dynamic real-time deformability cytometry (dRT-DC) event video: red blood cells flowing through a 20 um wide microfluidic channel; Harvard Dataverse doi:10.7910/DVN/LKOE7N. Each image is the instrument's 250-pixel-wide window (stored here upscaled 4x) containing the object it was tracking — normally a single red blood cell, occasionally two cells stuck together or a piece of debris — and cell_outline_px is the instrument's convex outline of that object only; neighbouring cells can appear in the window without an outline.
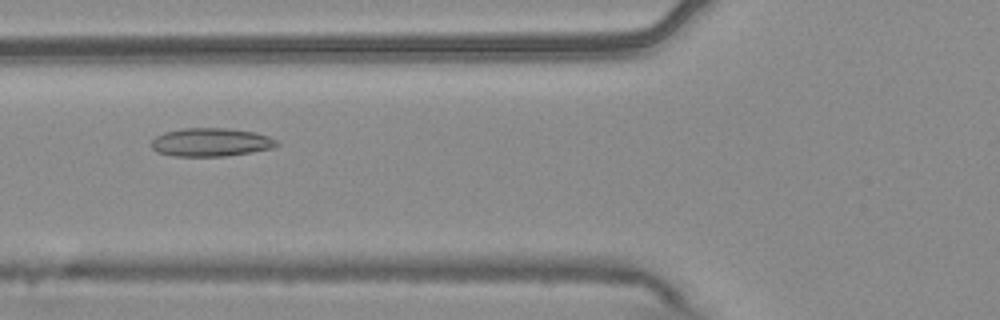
{"species": "common noctule bat (a hibernating species)", "species_latin": "Nyctalus noctula", "temperature_condition": "warm", "stored_images_in_passage": 52, "camera_frame_rate_fps": 3000, "um_per_image_px": 0.085, "animal": {"sex": "male", "body_mass_g": 20.4}, "frame": {"image": 1, "passage_image": 19, "time_ms": 6.0, "image_size_px": [1000, 320], "cell_outline_px": [[280, 144], [272, 148], [252, 152], [228, 156], [172, 156], [156, 152], [152, 148], [152, 140], [156, 136], [164, 132], [184, 128], [228, 128], [256, 132], [268, 136], [276, 140]], "centroid_in_image_um": [17.93, 12.09], "position_along_channel_um": 107.9, "area_um2": 20.87}}
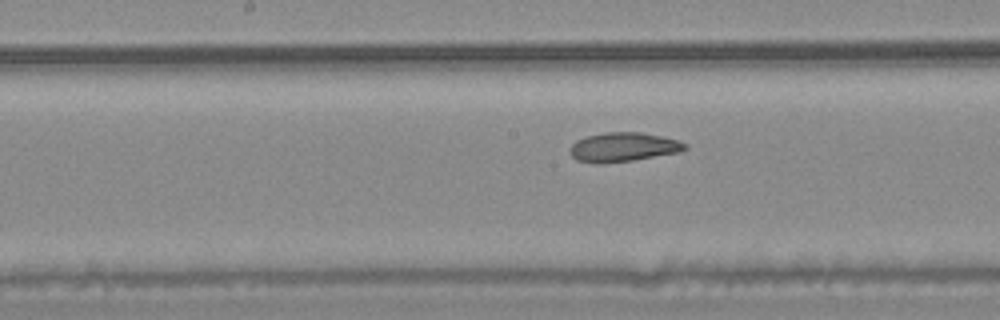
{"frame": {"image": 2, "passage_image": 26, "time_ms": 8.333, "image_size_px": [1000, 320], "cell_outline_px": [[688, 148], [680, 152], [632, 160], [600, 164], [596, 164], [576, 160], [572, 156], [572, 144], [576, 140], [588, 136], [604, 132], [640, 132], [680, 140], [688, 144]], "centroid_in_image_um": [53.01, 12.5], "position_along_channel_um": 195.2, "area_um2": 19.54}}
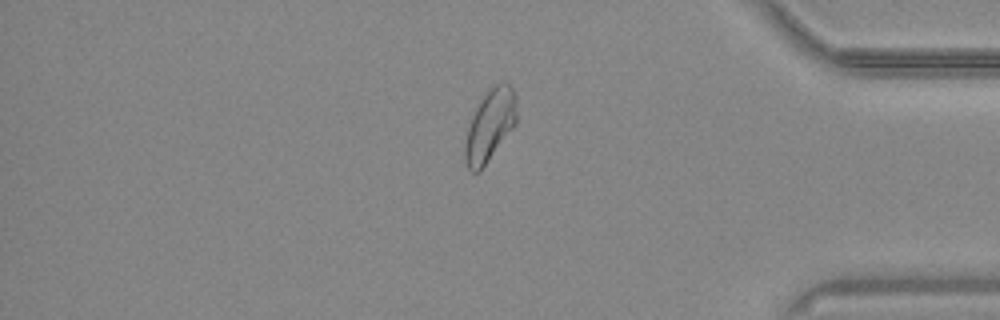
{"frame": {"image": 3, "passage_image": 44, "time_ms": 14.333, "image_size_px": [1000, 320], "cell_outline_px": [[516, 124], [480, 172], [472, 172], [468, 168], [464, 156], [464, 144], [468, 128], [472, 116], [480, 100], [496, 84], [504, 80], [512, 88], [516, 96]], "centroid_in_image_um": [41.65, 10.68], "position_along_channel_um": 393.6, "area_um2": 21.44}, "authors_computed_cell_mechanics": {"area_um2": 21.3571, "velocity_mm_per_s": 3.738, "shape_relaxation_time_tau1_ms": null, "shape_relaxation_time_tau2_ms": 3.5026, "deformation_change_tau1": null, "deformation_change_tau2": 0.0948}}